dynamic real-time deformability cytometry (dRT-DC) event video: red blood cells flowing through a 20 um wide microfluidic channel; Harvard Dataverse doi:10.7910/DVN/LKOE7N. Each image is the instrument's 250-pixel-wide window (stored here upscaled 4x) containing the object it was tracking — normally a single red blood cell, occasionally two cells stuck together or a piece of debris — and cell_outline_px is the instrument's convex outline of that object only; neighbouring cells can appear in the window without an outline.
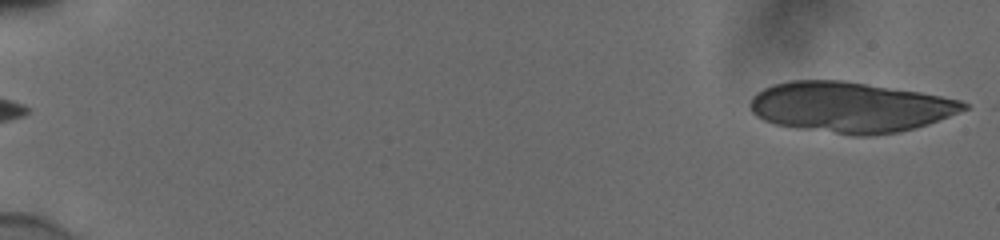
{"species": "human", "species_latin": "Homo sapiens", "temperature_condition": "cold", "stored_images_in_passage": 18, "camera_frame_rate_fps": 3000, "um_per_image_px": 0.085, "donor": {"sex": "male"}, "frame": {"image": 1, "passage_image": 1, "time_ms": 0.0, "image_size_px": [1000, 240], "cell_outline_px": [[968, 108], [928, 124], [916, 128], [896, 132], [872, 136], [852, 136], [796, 128], [776, 124], [764, 120], [756, 116], [752, 112], [752, 96], [756, 92], [772, 84], [788, 80], [844, 80], [920, 92], [960, 100], [968, 104]], "centroid_in_image_um": [72.24, 9.11], "position_along_channel_um": 12.8, "area_um2": 62.83}}